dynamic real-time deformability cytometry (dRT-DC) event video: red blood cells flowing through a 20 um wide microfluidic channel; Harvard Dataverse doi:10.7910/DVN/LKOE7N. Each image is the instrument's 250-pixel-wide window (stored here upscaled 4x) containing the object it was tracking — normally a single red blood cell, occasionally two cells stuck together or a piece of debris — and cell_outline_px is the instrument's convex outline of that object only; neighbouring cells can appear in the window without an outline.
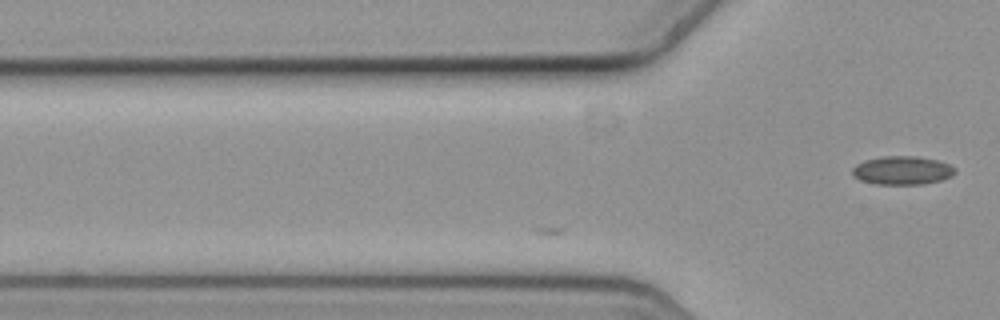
{"species": "common noctule bat (a hibernating species)", "species_latin": "Nyctalus noctula", "temperature_condition": "cold", "stored_images_in_passage": 2, "camera_frame_rate_fps": 3000, "um_per_image_px": 0.085, "animal": {"sex": "female", "body_mass_g": 19.3, "forearm_length_mm": 54.1}, "frame": {"image": 1, "passage_image": 2, "time_ms": 0.333, "image_size_px": [1000, 320], "cell_outline_px": [[956, 172], [952, 176], [940, 180], [920, 184], [876, 184], [860, 180], [852, 176], [852, 168], [856, 164], [864, 160], [884, 156], [916, 156], [936, 160], [948, 164], [956, 168]], "centroid_in_image_um": [76.66, 14.48], "position_along_channel_um": 49.1, "area_um2": 17.05}}